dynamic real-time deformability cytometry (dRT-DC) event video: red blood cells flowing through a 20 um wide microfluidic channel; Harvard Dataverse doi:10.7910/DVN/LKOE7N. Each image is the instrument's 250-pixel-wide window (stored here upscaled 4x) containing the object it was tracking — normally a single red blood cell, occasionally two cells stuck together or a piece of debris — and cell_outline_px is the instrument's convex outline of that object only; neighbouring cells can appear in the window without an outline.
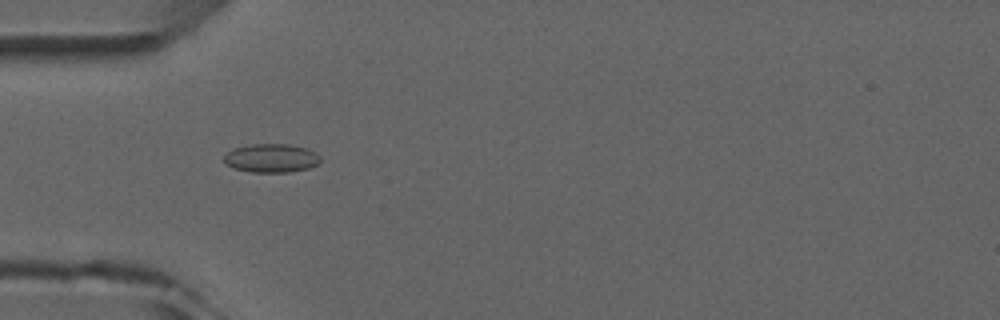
{"species": "common noctule bat (a hibernating species)", "species_latin": "Nyctalus noctula", "temperature_condition": "room temperature", "stored_images_in_passage": 4, "camera_frame_rate_fps": 3000, "um_per_image_px": 0.085, "animal": {"sex": "male", "forearm_length_mm": 52.5}, "frame": {"image": 1, "passage_image": 1, "time_ms": 0.0, "image_size_px": [1000, 320], "cell_outline_px": [[320, 160], [316, 164], [308, 168], [288, 172], [252, 172], [236, 168], [228, 164], [224, 160], [224, 156], [232, 148], [252, 144], [288, 144], [308, 148], [316, 152], [320, 156]], "centroid_in_image_um": [23.08, 13.42], "position_along_channel_um": 61.9, "area_um2": 15.95}}
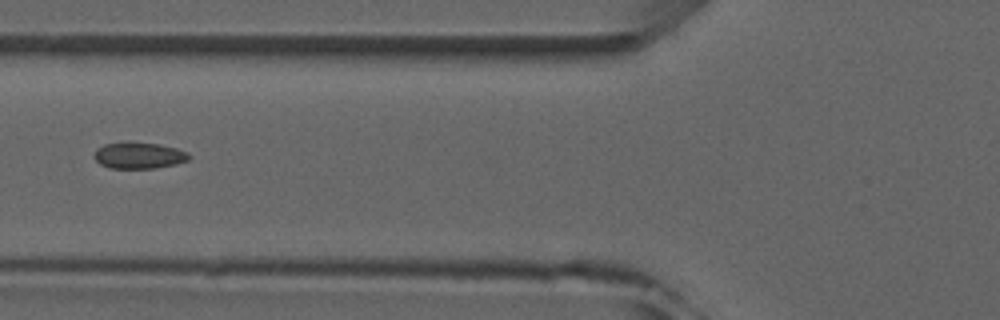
{"frame": {"image": 2, "passage_image": 2, "time_ms": 1.333, "image_size_px": [1000, 320], "cell_outline_px": [[192, 156], [188, 160], [176, 164], [156, 168], [108, 168], [100, 164], [92, 156], [96, 148], [104, 144], [128, 140], [160, 144], [176, 148], [188, 152]], "centroid_in_image_um": [11.78, 13.19], "position_along_channel_um": 114.0, "area_um2": 15.09}}
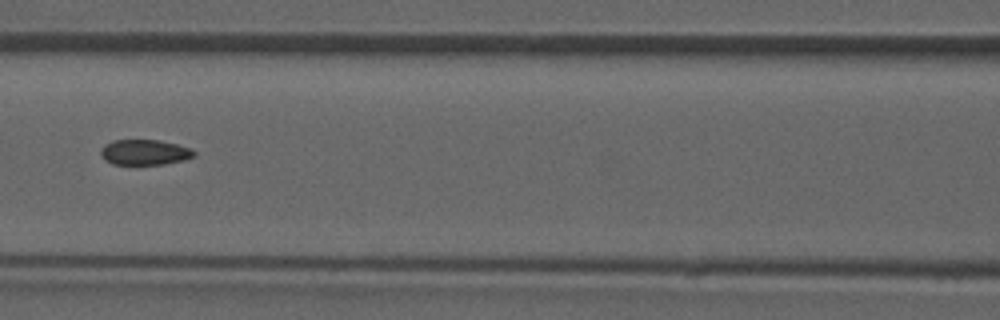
{"frame": {"image": 3, "passage_image": 3, "time_ms": 2.333, "image_size_px": [1000, 320], "cell_outline_px": [[196, 156], [184, 160], [164, 164], [112, 164], [104, 160], [100, 152], [100, 148], [104, 144], [112, 140], [160, 140], [192, 148], [196, 152]], "centroid_in_image_um": [12.3, 12.94], "position_along_channel_um": 154.3, "area_um2": 13.99}}